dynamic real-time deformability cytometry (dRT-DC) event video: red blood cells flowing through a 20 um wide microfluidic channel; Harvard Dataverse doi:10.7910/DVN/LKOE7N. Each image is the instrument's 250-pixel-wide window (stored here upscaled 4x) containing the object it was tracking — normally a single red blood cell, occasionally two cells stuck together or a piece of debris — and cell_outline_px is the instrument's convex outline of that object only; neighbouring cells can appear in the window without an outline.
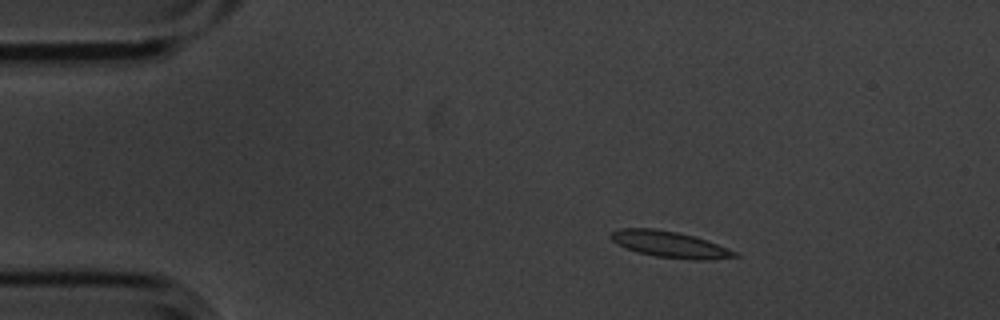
{"species": "common noctule bat (a hibernating species)", "species_latin": "Nyctalus noctula", "temperature_condition": "cold", "stored_images_in_passage": 48, "camera_frame_rate_fps": 3000, "um_per_image_px": 0.085, "animal": {"sex": "male", "body_mass_g": 20.1, "forearm_length_mm": 53.5}, "frame": {"image": 1, "passage_image": 1, "time_ms": 0.0, "image_size_px": [1000, 320], "cell_outline_px": [[740, 256], [712, 260], [692, 260], [656, 256], [640, 252], [616, 244], [608, 236], [612, 232], [620, 228], [656, 228], [696, 236], [736, 252]], "centroid_in_image_um": [56.93, 20.77], "position_along_channel_um": 28.1, "area_um2": 18.84}}
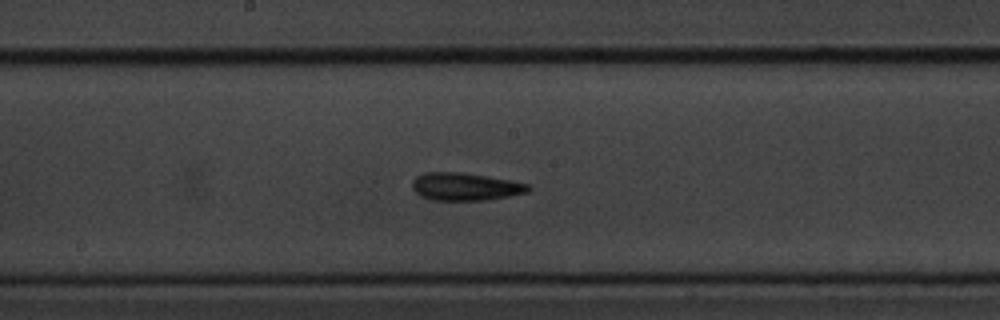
{"frame": {"image": 2, "passage_image": 21, "time_ms": 6.667, "image_size_px": [1000, 320], "cell_outline_px": [[532, 188], [528, 192], [508, 196], [484, 200], [432, 200], [420, 196], [412, 188], [412, 180], [416, 176], [424, 172], [464, 172], [488, 176], [532, 184]], "centroid_in_image_um": [39.56, 15.85], "position_along_channel_um": 208.6, "area_um2": 18.96}}
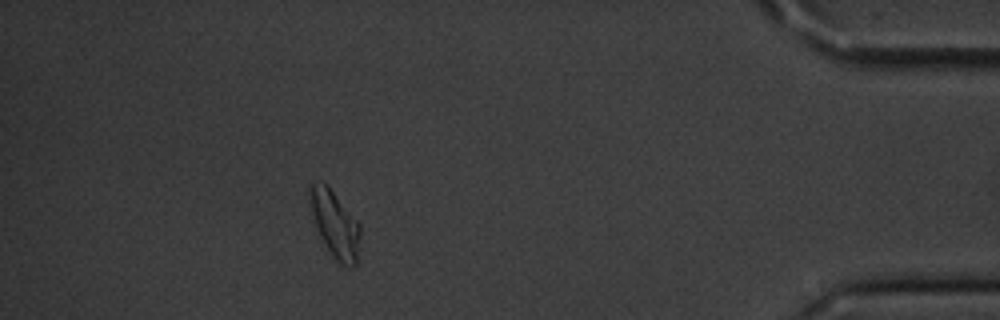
{"frame": {"image": 3, "passage_image": 42, "time_ms": 13.667, "image_size_px": [1000, 320], "cell_outline_px": [[360, 232], [356, 264], [352, 268], [340, 264], [332, 256], [324, 244], [316, 228], [312, 212], [308, 192], [308, 188], [312, 184], [320, 180], [328, 184], [360, 224]], "centroid_in_image_um": [28.46, 19.03], "position_along_channel_um": 406.7, "area_um2": 19.65}, "authors_computed_cell_mechanics": {"area_um2": 18.3515, "velocity_mm_per_s": 3.5514, "shape_relaxation_time_tau1_ms": 6.5539, "shape_relaxation_time_tau2_ms": 3.7356, "deformation_change_tau1": 0.1335, "deformation_change_tau2": 0.1051}}